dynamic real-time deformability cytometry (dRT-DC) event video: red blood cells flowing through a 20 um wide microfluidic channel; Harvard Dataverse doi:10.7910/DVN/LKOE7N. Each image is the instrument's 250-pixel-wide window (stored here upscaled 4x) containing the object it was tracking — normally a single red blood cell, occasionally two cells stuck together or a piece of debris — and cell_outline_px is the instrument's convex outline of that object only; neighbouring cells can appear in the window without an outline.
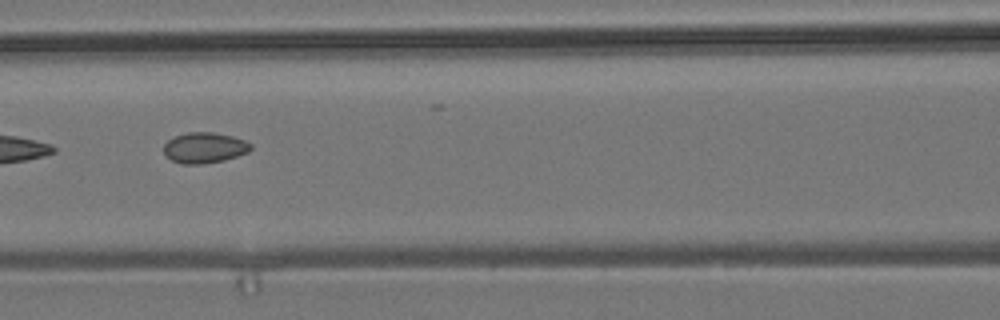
{"species": "common noctule bat (a hibernating species)", "species_latin": "Nyctalus noctula", "temperature_condition": "room temperature", "stored_images_in_passage": 7, "camera_frame_rate_fps": 3000, "um_per_image_px": 0.085, "animal": {"sex": "male", "body_mass_g": 19.2, "forearm_length_mm": 51.8}, "frame": {"image": 1, "passage_image": 7, "time_ms": 7.0, "image_size_px": [1000, 320], "cell_outline_px": [[252, 148], [248, 152], [224, 160], [200, 164], [180, 164], [164, 156], [164, 144], [168, 140], [176, 136], [188, 132], [212, 132], [232, 136], [244, 140], [252, 144]], "centroid_in_image_um": [17.36, 12.56], "position_along_channel_um": 149.2, "area_um2": 15.55}}